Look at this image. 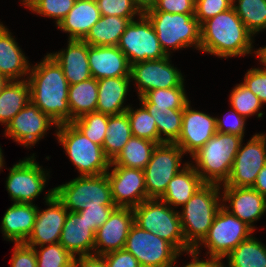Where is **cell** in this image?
Instances as JSON below:
<instances>
[{
  "mask_svg": "<svg viewBox=\"0 0 266 267\" xmlns=\"http://www.w3.org/2000/svg\"><path fill=\"white\" fill-rule=\"evenodd\" d=\"M30 101L57 125L71 123L68 105L69 83L62 67L50 54L38 64L30 67L27 78Z\"/></svg>",
  "mask_w": 266,
  "mask_h": 267,
  "instance_id": "6da1fadb",
  "label": "cell"
},
{
  "mask_svg": "<svg viewBox=\"0 0 266 267\" xmlns=\"http://www.w3.org/2000/svg\"><path fill=\"white\" fill-rule=\"evenodd\" d=\"M200 51L219 58L257 54L253 51V35L232 8L203 22Z\"/></svg>",
  "mask_w": 266,
  "mask_h": 267,
  "instance_id": "7a4b0ae2",
  "label": "cell"
},
{
  "mask_svg": "<svg viewBox=\"0 0 266 267\" xmlns=\"http://www.w3.org/2000/svg\"><path fill=\"white\" fill-rule=\"evenodd\" d=\"M243 138L218 132L192 155V165L204 183L224 185Z\"/></svg>",
  "mask_w": 266,
  "mask_h": 267,
  "instance_id": "3957f363",
  "label": "cell"
},
{
  "mask_svg": "<svg viewBox=\"0 0 266 267\" xmlns=\"http://www.w3.org/2000/svg\"><path fill=\"white\" fill-rule=\"evenodd\" d=\"M220 185L205 183L179 212L185 241L194 249L208 234L221 202Z\"/></svg>",
  "mask_w": 266,
  "mask_h": 267,
  "instance_id": "277c9868",
  "label": "cell"
},
{
  "mask_svg": "<svg viewBox=\"0 0 266 267\" xmlns=\"http://www.w3.org/2000/svg\"><path fill=\"white\" fill-rule=\"evenodd\" d=\"M134 223L170 242L180 253L193 248L185 241L179 211L158 198H149L133 208Z\"/></svg>",
  "mask_w": 266,
  "mask_h": 267,
  "instance_id": "5b68a950",
  "label": "cell"
},
{
  "mask_svg": "<svg viewBox=\"0 0 266 267\" xmlns=\"http://www.w3.org/2000/svg\"><path fill=\"white\" fill-rule=\"evenodd\" d=\"M151 22L164 52L194 46L200 50L201 28L194 14H174L164 11H144Z\"/></svg>",
  "mask_w": 266,
  "mask_h": 267,
  "instance_id": "8992f818",
  "label": "cell"
},
{
  "mask_svg": "<svg viewBox=\"0 0 266 267\" xmlns=\"http://www.w3.org/2000/svg\"><path fill=\"white\" fill-rule=\"evenodd\" d=\"M56 129L58 142L63 145L80 176L107 173L111 161L105 156L102 146L88 139L72 123L57 125Z\"/></svg>",
  "mask_w": 266,
  "mask_h": 267,
  "instance_id": "52a82bcc",
  "label": "cell"
},
{
  "mask_svg": "<svg viewBox=\"0 0 266 267\" xmlns=\"http://www.w3.org/2000/svg\"><path fill=\"white\" fill-rule=\"evenodd\" d=\"M55 196L71 212H79L89 207L114 205L107 174L84 175L59 185Z\"/></svg>",
  "mask_w": 266,
  "mask_h": 267,
  "instance_id": "ba28073f",
  "label": "cell"
},
{
  "mask_svg": "<svg viewBox=\"0 0 266 267\" xmlns=\"http://www.w3.org/2000/svg\"><path fill=\"white\" fill-rule=\"evenodd\" d=\"M254 230L245 222L231 214L222 205L215 216L208 234L194 248L199 253V247L207 246L210 258L223 260L239 243L249 239Z\"/></svg>",
  "mask_w": 266,
  "mask_h": 267,
  "instance_id": "9c48e42d",
  "label": "cell"
},
{
  "mask_svg": "<svg viewBox=\"0 0 266 267\" xmlns=\"http://www.w3.org/2000/svg\"><path fill=\"white\" fill-rule=\"evenodd\" d=\"M124 249L135 256L141 267H172L182 254L170 242L135 223L129 230Z\"/></svg>",
  "mask_w": 266,
  "mask_h": 267,
  "instance_id": "30bf717a",
  "label": "cell"
},
{
  "mask_svg": "<svg viewBox=\"0 0 266 267\" xmlns=\"http://www.w3.org/2000/svg\"><path fill=\"white\" fill-rule=\"evenodd\" d=\"M117 47L125 54L130 66L168 56L162 49L151 22L144 14L139 16L137 21L132 20L125 28Z\"/></svg>",
  "mask_w": 266,
  "mask_h": 267,
  "instance_id": "8fae6325",
  "label": "cell"
},
{
  "mask_svg": "<svg viewBox=\"0 0 266 267\" xmlns=\"http://www.w3.org/2000/svg\"><path fill=\"white\" fill-rule=\"evenodd\" d=\"M183 150L175 143L158 144L144 168L147 199L160 198L170 180L179 173Z\"/></svg>",
  "mask_w": 266,
  "mask_h": 267,
  "instance_id": "7c38bea8",
  "label": "cell"
},
{
  "mask_svg": "<svg viewBox=\"0 0 266 267\" xmlns=\"http://www.w3.org/2000/svg\"><path fill=\"white\" fill-rule=\"evenodd\" d=\"M24 158L10 168L6 180V189L13 202L33 204L43 192L49 172L36 162L34 157Z\"/></svg>",
  "mask_w": 266,
  "mask_h": 267,
  "instance_id": "4fadbf2b",
  "label": "cell"
},
{
  "mask_svg": "<svg viewBox=\"0 0 266 267\" xmlns=\"http://www.w3.org/2000/svg\"><path fill=\"white\" fill-rule=\"evenodd\" d=\"M241 142L230 176L223 187H252L266 165V135L254 134L245 146Z\"/></svg>",
  "mask_w": 266,
  "mask_h": 267,
  "instance_id": "5bb4252c",
  "label": "cell"
},
{
  "mask_svg": "<svg viewBox=\"0 0 266 267\" xmlns=\"http://www.w3.org/2000/svg\"><path fill=\"white\" fill-rule=\"evenodd\" d=\"M130 77L137 84L138 98L150 90L184 86V77L181 71L170 64L169 55L131 65Z\"/></svg>",
  "mask_w": 266,
  "mask_h": 267,
  "instance_id": "9a60e30c",
  "label": "cell"
},
{
  "mask_svg": "<svg viewBox=\"0 0 266 267\" xmlns=\"http://www.w3.org/2000/svg\"><path fill=\"white\" fill-rule=\"evenodd\" d=\"M107 177L116 207L134 208L147 199L144 170L110 165Z\"/></svg>",
  "mask_w": 266,
  "mask_h": 267,
  "instance_id": "2e32d148",
  "label": "cell"
},
{
  "mask_svg": "<svg viewBox=\"0 0 266 267\" xmlns=\"http://www.w3.org/2000/svg\"><path fill=\"white\" fill-rule=\"evenodd\" d=\"M57 124L31 101L22 108L5 127V136L25 147L34 146L50 126Z\"/></svg>",
  "mask_w": 266,
  "mask_h": 267,
  "instance_id": "e0dca14e",
  "label": "cell"
},
{
  "mask_svg": "<svg viewBox=\"0 0 266 267\" xmlns=\"http://www.w3.org/2000/svg\"><path fill=\"white\" fill-rule=\"evenodd\" d=\"M44 199L49 207L41 211L38 209L33 231L25 242L33 248L58 243L68 214L63 203L55 196L54 189L48 191Z\"/></svg>",
  "mask_w": 266,
  "mask_h": 267,
  "instance_id": "ac0fdd59",
  "label": "cell"
},
{
  "mask_svg": "<svg viewBox=\"0 0 266 267\" xmlns=\"http://www.w3.org/2000/svg\"><path fill=\"white\" fill-rule=\"evenodd\" d=\"M133 224V208L116 207L109 219L95 233L94 255L103 256L124 249Z\"/></svg>",
  "mask_w": 266,
  "mask_h": 267,
  "instance_id": "d6986e66",
  "label": "cell"
},
{
  "mask_svg": "<svg viewBox=\"0 0 266 267\" xmlns=\"http://www.w3.org/2000/svg\"><path fill=\"white\" fill-rule=\"evenodd\" d=\"M216 133V117L192 109L189 102L183 109L182 130L175 144L192 156Z\"/></svg>",
  "mask_w": 266,
  "mask_h": 267,
  "instance_id": "ffe728a7",
  "label": "cell"
},
{
  "mask_svg": "<svg viewBox=\"0 0 266 267\" xmlns=\"http://www.w3.org/2000/svg\"><path fill=\"white\" fill-rule=\"evenodd\" d=\"M222 203L231 214L245 222L253 230L254 221L266 212V197L252 187H223ZM227 205V206H226ZM231 208V210H230Z\"/></svg>",
  "mask_w": 266,
  "mask_h": 267,
  "instance_id": "44dd1931",
  "label": "cell"
},
{
  "mask_svg": "<svg viewBox=\"0 0 266 267\" xmlns=\"http://www.w3.org/2000/svg\"><path fill=\"white\" fill-rule=\"evenodd\" d=\"M90 72L96 80L130 76L131 66L117 46H90L88 44Z\"/></svg>",
  "mask_w": 266,
  "mask_h": 267,
  "instance_id": "7402d4cb",
  "label": "cell"
},
{
  "mask_svg": "<svg viewBox=\"0 0 266 267\" xmlns=\"http://www.w3.org/2000/svg\"><path fill=\"white\" fill-rule=\"evenodd\" d=\"M95 233L77 212L68 211L59 243L74 257L94 255Z\"/></svg>",
  "mask_w": 266,
  "mask_h": 267,
  "instance_id": "603a6c76",
  "label": "cell"
},
{
  "mask_svg": "<svg viewBox=\"0 0 266 267\" xmlns=\"http://www.w3.org/2000/svg\"><path fill=\"white\" fill-rule=\"evenodd\" d=\"M49 54L62 67L69 85L92 77L88 62V44L85 41L68 39L66 49Z\"/></svg>",
  "mask_w": 266,
  "mask_h": 267,
  "instance_id": "cb8c5ba5",
  "label": "cell"
},
{
  "mask_svg": "<svg viewBox=\"0 0 266 267\" xmlns=\"http://www.w3.org/2000/svg\"><path fill=\"white\" fill-rule=\"evenodd\" d=\"M37 205L14 202L1 221L4 239L14 243H25L31 235L36 220Z\"/></svg>",
  "mask_w": 266,
  "mask_h": 267,
  "instance_id": "d4e9b609",
  "label": "cell"
},
{
  "mask_svg": "<svg viewBox=\"0 0 266 267\" xmlns=\"http://www.w3.org/2000/svg\"><path fill=\"white\" fill-rule=\"evenodd\" d=\"M30 63L7 27L0 22V74L8 80H24Z\"/></svg>",
  "mask_w": 266,
  "mask_h": 267,
  "instance_id": "484cf974",
  "label": "cell"
},
{
  "mask_svg": "<svg viewBox=\"0 0 266 267\" xmlns=\"http://www.w3.org/2000/svg\"><path fill=\"white\" fill-rule=\"evenodd\" d=\"M101 17L96 0H76L69 13L57 25L68 39L82 40Z\"/></svg>",
  "mask_w": 266,
  "mask_h": 267,
  "instance_id": "4316f807",
  "label": "cell"
},
{
  "mask_svg": "<svg viewBox=\"0 0 266 267\" xmlns=\"http://www.w3.org/2000/svg\"><path fill=\"white\" fill-rule=\"evenodd\" d=\"M131 82L130 76L105 78L97 80L98 102L96 111L106 115L125 113L129 106L124 107Z\"/></svg>",
  "mask_w": 266,
  "mask_h": 267,
  "instance_id": "83f0119b",
  "label": "cell"
},
{
  "mask_svg": "<svg viewBox=\"0 0 266 267\" xmlns=\"http://www.w3.org/2000/svg\"><path fill=\"white\" fill-rule=\"evenodd\" d=\"M182 170L168 183L165 193L159 198L169 206L185 205L194 193L205 183L196 172L192 163L186 162Z\"/></svg>",
  "mask_w": 266,
  "mask_h": 267,
  "instance_id": "f1b7e54d",
  "label": "cell"
},
{
  "mask_svg": "<svg viewBox=\"0 0 266 267\" xmlns=\"http://www.w3.org/2000/svg\"><path fill=\"white\" fill-rule=\"evenodd\" d=\"M134 18L101 15L82 39L90 46H117L125 28Z\"/></svg>",
  "mask_w": 266,
  "mask_h": 267,
  "instance_id": "f546056e",
  "label": "cell"
},
{
  "mask_svg": "<svg viewBox=\"0 0 266 267\" xmlns=\"http://www.w3.org/2000/svg\"><path fill=\"white\" fill-rule=\"evenodd\" d=\"M139 100L155 119L158 131V144L175 143L182 130L183 109L157 107L154 104H147L141 97Z\"/></svg>",
  "mask_w": 266,
  "mask_h": 267,
  "instance_id": "4dcf8cb0",
  "label": "cell"
},
{
  "mask_svg": "<svg viewBox=\"0 0 266 267\" xmlns=\"http://www.w3.org/2000/svg\"><path fill=\"white\" fill-rule=\"evenodd\" d=\"M30 101V87L27 78L9 80L0 92V123L6 125Z\"/></svg>",
  "mask_w": 266,
  "mask_h": 267,
  "instance_id": "1f68e13d",
  "label": "cell"
},
{
  "mask_svg": "<svg viewBox=\"0 0 266 267\" xmlns=\"http://www.w3.org/2000/svg\"><path fill=\"white\" fill-rule=\"evenodd\" d=\"M98 84L93 77L69 85L68 105L71 111V122L75 119L96 111L98 102Z\"/></svg>",
  "mask_w": 266,
  "mask_h": 267,
  "instance_id": "d6a6232c",
  "label": "cell"
},
{
  "mask_svg": "<svg viewBox=\"0 0 266 267\" xmlns=\"http://www.w3.org/2000/svg\"><path fill=\"white\" fill-rule=\"evenodd\" d=\"M157 145L156 142L132 136L110 165L144 170Z\"/></svg>",
  "mask_w": 266,
  "mask_h": 267,
  "instance_id": "836d02e7",
  "label": "cell"
},
{
  "mask_svg": "<svg viewBox=\"0 0 266 267\" xmlns=\"http://www.w3.org/2000/svg\"><path fill=\"white\" fill-rule=\"evenodd\" d=\"M131 137L129 117L126 112L109 116L106 137L102 145L105 156L112 161Z\"/></svg>",
  "mask_w": 266,
  "mask_h": 267,
  "instance_id": "e575fe53",
  "label": "cell"
},
{
  "mask_svg": "<svg viewBox=\"0 0 266 267\" xmlns=\"http://www.w3.org/2000/svg\"><path fill=\"white\" fill-rule=\"evenodd\" d=\"M223 267H266V246L253 235L239 243L224 259Z\"/></svg>",
  "mask_w": 266,
  "mask_h": 267,
  "instance_id": "d590c367",
  "label": "cell"
},
{
  "mask_svg": "<svg viewBox=\"0 0 266 267\" xmlns=\"http://www.w3.org/2000/svg\"><path fill=\"white\" fill-rule=\"evenodd\" d=\"M232 7L252 35L266 29V0H233Z\"/></svg>",
  "mask_w": 266,
  "mask_h": 267,
  "instance_id": "8d00e7d4",
  "label": "cell"
},
{
  "mask_svg": "<svg viewBox=\"0 0 266 267\" xmlns=\"http://www.w3.org/2000/svg\"><path fill=\"white\" fill-rule=\"evenodd\" d=\"M126 113L129 117L132 136L147 139L158 144V131L155 119L142 104L139 109L135 110L129 106Z\"/></svg>",
  "mask_w": 266,
  "mask_h": 267,
  "instance_id": "74e56055",
  "label": "cell"
},
{
  "mask_svg": "<svg viewBox=\"0 0 266 267\" xmlns=\"http://www.w3.org/2000/svg\"><path fill=\"white\" fill-rule=\"evenodd\" d=\"M147 104L168 109H184L189 103L184 86L167 89H154L141 97Z\"/></svg>",
  "mask_w": 266,
  "mask_h": 267,
  "instance_id": "f35d334b",
  "label": "cell"
},
{
  "mask_svg": "<svg viewBox=\"0 0 266 267\" xmlns=\"http://www.w3.org/2000/svg\"><path fill=\"white\" fill-rule=\"evenodd\" d=\"M229 100L232 109L246 119L256 113L257 118H261L264 114L260 111L263 104L260 102L259 98L243 83L237 84L232 89Z\"/></svg>",
  "mask_w": 266,
  "mask_h": 267,
  "instance_id": "ab89813d",
  "label": "cell"
},
{
  "mask_svg": "<svg viewBox=\"0 0 266 267\" xmlns=\"http://www.w3.org/2000/svg\"><path fill=\"white\" fill-rule=\"evenodd\" d=\"M108 117L109 115L95 111L85 114L71 123L92 142L102 146L106 137Z\"/></svg>",
  "mask_w": 266,
  "mask_h": 267,
  "instance_id": "60d3db41",
  "label": "cell"
},
{
  "mask_svg": "<svg viewBox=\"0 0 266 267\" xmlns=\"http://www.w3.org/2000/svg\"><path fill=\"white\" fill-rule=\"evenodd\" d=\"M35 248L37 267H74L75 257L59 242Z\"/></svg>",
  "mask_w": 266,
  "mask_h": 267,
  "instance_id": "b9f144b4",
  "label": "cell"
},
{
  "mask_svg": "<svg viewBox=\"0 0 266 267\" xmlns=\"http://www.w3.org/2000/svg\"><path fill=\"white\" fill-rule=\"evenodd\" d=\"M101 15L134 18L143 12L132 0H96Z\"/></svg>",
  "mask_w": 266,
  "mask_h": 267,
  "instance_id": "7bdbcfd3",
  "label": "cell"
},
{
  "mask_svg": "<svg viewBox=\"0 0 266 267\" xmlns=\"http://www.w3.org/2000/svg\"><path fill=\"white\" fill-rule=\"evenodd\" d=\"M76 0H39L31 10L34 13L53 18L56 26L69 13Z\"/></svg>",
  "mask_w": 266,
  "mask_h": 267,
  "instance_id": "ee69618b",
  "label": "cell"
},
{
  "mask_svg": "<svg viewBox=\"0 0 266 267\" xmlns=\"http://www.w3.org/2000/svg\"><path fill=\"white\" fill-rule=\"evenodd\" d=\"M233 0H195V18L201 25L217 14L232 8Z\"/></svg>",
  "mask_w": 266,
  "mask_h": 267,
  "instance_id": "f6af8a7d",
  "label": "cell"
},
{
  "mask_svg": "<svg viewBox=\"0 0 266 267\" xmlns=\"http://www.w3.org/2000/svg\"><path fill=\"white\" fill-rule=\"evenodd\" d=\"M227 115V116H226ZM224 119L216 117V129L221 133H228L244 138L246 118L241 116L234 109L230 110Z\"/></svg>",
  "mask_w": 266,
  "mask_h": 267,
  "instance_id": "bcb514c9",
  "label": "cell"
},
{
  "mask_svg": "<svg viewBox=\"0 0 266 267\" xmlns=\"http://www.w3.org/2000/svg\"><path fill=\"white\" fill-rule=\"evenodd\" d=\"M250 89L260 100L262 104L266 103V68H252L247 71L242 82Z\"/></svg>",
  "mask_w": 266,
  "mask_h": 267,
  "instance_id": "7dc6e473",
  "label": "cell"
},
{
  "mask_svg": "<svg viewBox=\"0 0 266 267\" xmlns=\"http://www.w3.org/2000/svg\"><path fill=\"white\" fill-rule=\"evenodd\" d=\"M146 11L195 14V0H155L152 7Z\"/></svg>",
  "mask_w": 266,
  "mask_h": 267,
  "instance_id": "c3c4849f",
  "label": "cell"
},
{
  "mask_svg": "<svg viewBox=\"0 0 266 267\" xmlns=\"http://www.w3.org/2000/svg\"><path fill=\"white\" fill-rule=\"evenodd\" d=\"M115 208V205H100V207H89L77 213L96 232L109 219V216Z\"/></svg>",
  "mask_w": 266,
  "mask_h": 267,
  "instance_id": "681fc988",
  "label": "cell"
},
{
  "mask_svg": "<svg viewBox=\"0 0 266 267\" xmlns=\"http://www.w3.org/2000/svg\"><path fill=\"white\" fill-rule=\"evenodd\" d=\"M11 267H37L35 248L25 243H15Z\"/></svg>",
  "mask_w": 266,
  "mask_h": 267,
  "instance_id": "f907efd6",
  "label": "cell"
},
{
  "mask_svg": "<svg viewBox=\"0 0 266 267\" xmlns=\"http://www.w3.org/2000/svg\"><path fill=\"white\" fill-rule=\"evenodd\" d=\"M102 257L107 267H141L135 256L125 249L107 253Z\"/></svg>",
  "mask_w": 266,
  "mask_h": 267,
  "instance_id": "816d5d0a",
  "label": "cell"
},
{
  "mask_svg": "<svg viewBox=\"0 0 266 267\" xmlns=\"http://www.w3.org/2000/svg\"><path fill=\"white\" fill-rule=\"evenodd\" d=\"M189 255H191L192 261L187 263L183 267H223L225 263H223V260L210 258L207 260H199L200 257H198L199 253H197L194 249L189 250L187 252ZM172 267H175L173 265ZM182 267V266H181Z\"/></svg>",
  "mask_w": 266,
  "mask_h": 267,
  "instance_id": "f5cc1de1",
  "label": "cell"
},
{
  "mask_svg": "<svg viewBox=\"0 0 266 267\" xmlns=\"http://www.w3.org/2000/svg\"><path fill=\"white\" fill-rule=\"evenodd\" d=\"M74 267H107V265L102 256L85 255L75 257Z\"/></svg>",
  "mask_w": 266,
  "mask_h": 267,
  "instance_id": "db71d44e",
  "label": "cell"
},
{
  "mask_svg": "<svg viewBox=\"0 0 266 267\" xmlns=\"http://www.w3.org/2000/svg\"><path fill=\"white\" fill-rule=\"evenodd\" d=\"M252 188L266 197V165L259 171Z\"/></svg>",
  "mask_w": 266,
  "mask_h": 267,
  "instance_id": "11a10c76",
  "label": "cell"
},
{
  "mask_svg": "<svg viewBox=\"0 0 266 267\" xmlns=\"http://www.w3.org/2000/svg\"><path fill=\"white\" fill-rule=\"evenodd\" d=\"M136 6L142 11H146L152 7L155 0H132Z\"/></svg>",
  "mask_w": 266,
  "mask_h": 267,
  "instance_id": "9f6ffc18",
  "label": "cell"
},
{
  "mask_svg": "<svg viewBox=\"0 0 266 267\" xmlns=\"http://www.w3.org/2000/svg\"><path fill=\"white\" fill-rule=\"evenodd\" d=\"M257 54L255 55L259 60H260V64H263V66L266 68V46L265 47H261L259 49L256 50Z\"/></svg>",
  "mask_w": 266,
  "mask_h": 267,
  "instance_id": "6f0895ef",
  "label": "cell"
},
{
  "mask_svg": "<svg viewBox=\"0 0 266 267\" xmlns=\"http://www.w3.org/2000/svg\"><path fill=\"white\" fill-rule=\"evenodd\" d=\"M39 2V0H22V4L30 9V11L33 9V7Z\"/></svg>",
  "mask_w": 266,
  "mask_h": 267,
  "instance_id": "680465c9",
  "label": "cell"
},
{
  "mask_svg": "<svg viewBox=\"0 0 266 267\" xmlns=\"http://www.w3.org/2000/svg\"><path fill=\"white\" fill-rule=\"evenodd\" d=\"M8 81L9 80L5 76L0 74V92L2 91L4 86L8 83Z\"/></svg>",
  "mask_w": 266,
  "mask_h": 267,
  "instance_id": "91938a15",
  "label": "cell"
},
{
  "mask_svg": "<svg viewBox=\"0 0 266 267\" xmlns=\"http://www.w3.org/2000/svg\"><path fill=\"white\" fill-rule=\"evenodd\" d=\"M5 161H4V158H3V153H2V149H1V147H0V170L3 168V166H4V163Z\"/></svg>",
  "mask_w": 266,
  "mask_h": 267,
  "instance_id": "94428289",
  "label": "cell"
}]
</instances>
